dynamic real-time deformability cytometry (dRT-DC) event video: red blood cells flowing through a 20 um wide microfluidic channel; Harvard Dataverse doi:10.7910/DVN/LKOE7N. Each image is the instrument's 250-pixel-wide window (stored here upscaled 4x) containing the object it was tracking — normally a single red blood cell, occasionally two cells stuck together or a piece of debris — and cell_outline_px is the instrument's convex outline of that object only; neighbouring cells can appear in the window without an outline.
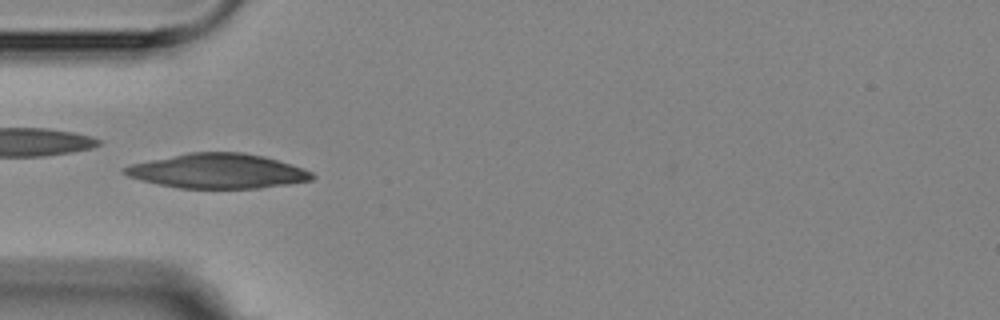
{"species": "Egyptian fruit bat (a non-hibernating species)", "species_latin": "Rousettus aegyptiacus", "temperature_condition": "room temperature", "stored_images_in_passage": 7, "camera_frame_rate_fps": 3000, "um_per_image_px": 0.085, "animal": {"sex": "female"}, "frame": {"image": 1, "passage_image": 4, "time_ms": 4.0, "image_size_px": [1000, 320], "cell_outline_px": [[316, 176], [312, 180], [288, 184], [260, 188], [180, 188], [160, 184], [128, 176], [120, 172], [120, 168], [132, 164], [188, 152], [244, 152], [264, 156], [312, 172]], "centroid_in_image_um": [18.49, 14.54], "position_along_channel_um": 66.5, "area_um2": 37.57}}
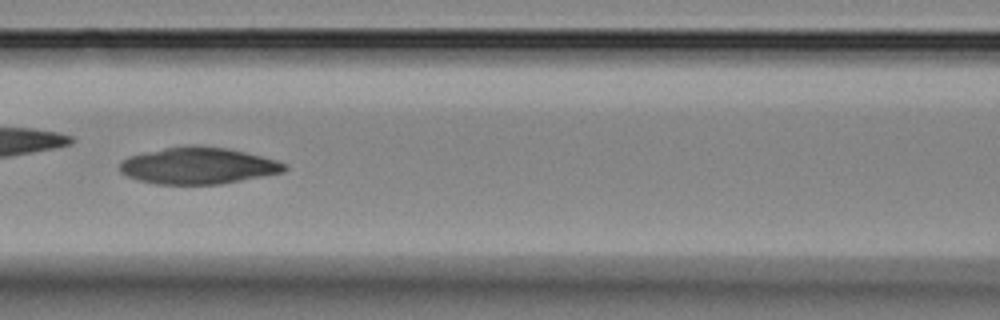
{"frame": {"image": 2, "passage_image": 6, "time_ms": 6.333, "image_size_px": [1000, 320], "cell_outline_px": [[288, 168], [284, 172], [220, 184], [156, 184], [140, 180], [128, 176], [120, 172], [120, 164], [128, 156], [164, 148], [192, 144], [200, 144], [228, 148], [276, 160], [288, 164]], "centroid_in_image_um": [16.86, 14.07], "position_along_channel_um": 149.7, "area_um2": 35.2}}
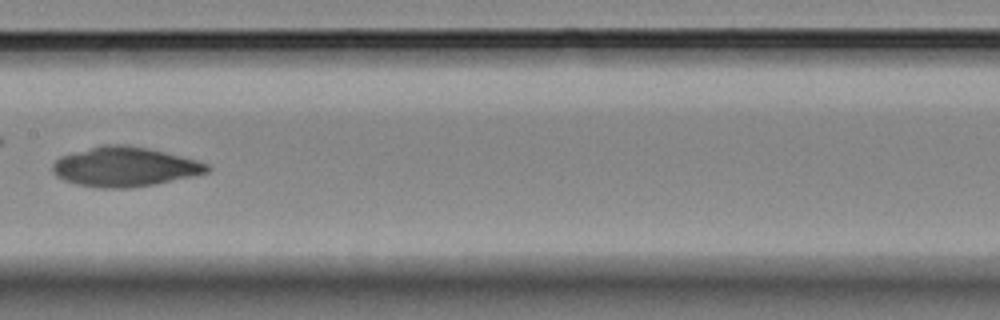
{"frame": {"image": 3, "passage_image": 7, "time_ms": 7.667, "image_size_px": [1000, 320], "cell_outline_px": [[212, 168], [208, 172], [192, 176], [132, 188], [100, 188], [76, 184], [64, 180], [56, 176], [52, 172], [52, 164], [60, 156], [104, 144], [124, 144], [148, 148], [196, 160], [208, 164]], "centroid_in_image_um": [10.57, 14.18], "position_along_channel_um": 196.8, "area_um2": 35.43}}